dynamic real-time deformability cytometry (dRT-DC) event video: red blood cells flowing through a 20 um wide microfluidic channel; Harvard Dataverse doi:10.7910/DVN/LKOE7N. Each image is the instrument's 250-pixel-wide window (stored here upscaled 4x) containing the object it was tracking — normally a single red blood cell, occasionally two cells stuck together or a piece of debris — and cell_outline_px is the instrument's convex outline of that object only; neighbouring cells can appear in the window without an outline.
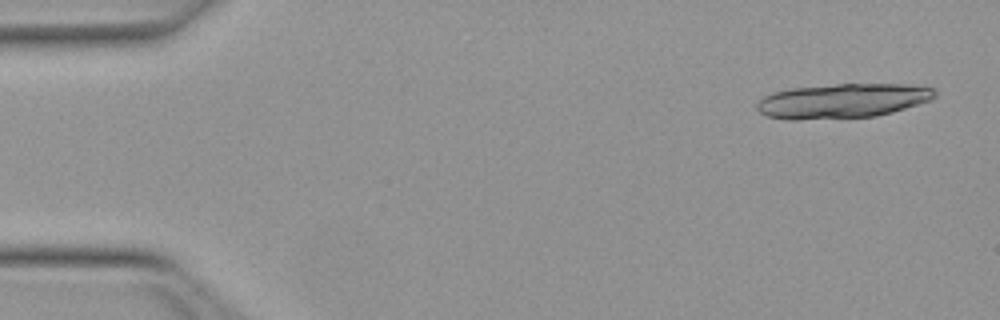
{"species": "Egyptian fruit bat (a non-hibernating species)", "species_latin": "Rousettus aegyptiacus", "temperature_condition": "warm", "stored_images_in_passage": 19, "camera_frame_rate_fps": 3000, "um_per_image_px": 0.085, "animal": {"sex": "female"}, "frame": {"image": 1, "passage_image": 2, "time_ms": 0.333, "image_size_px": [1000, 320], "cell_outline_px": [[936, 96], [932, 100], [892, 112], [876, 116], [796, 120], [788, 120], [768, 116], [760, 112], [756, 108], [756, 104], [764, 96], [772, 92], [792, 88], [836, 84], [908, 84], [936, 88]], "centroid_in_image_um": [71.63, 8.57], "position_along_channel_um": 13.4, "area_um2": 35.95}}